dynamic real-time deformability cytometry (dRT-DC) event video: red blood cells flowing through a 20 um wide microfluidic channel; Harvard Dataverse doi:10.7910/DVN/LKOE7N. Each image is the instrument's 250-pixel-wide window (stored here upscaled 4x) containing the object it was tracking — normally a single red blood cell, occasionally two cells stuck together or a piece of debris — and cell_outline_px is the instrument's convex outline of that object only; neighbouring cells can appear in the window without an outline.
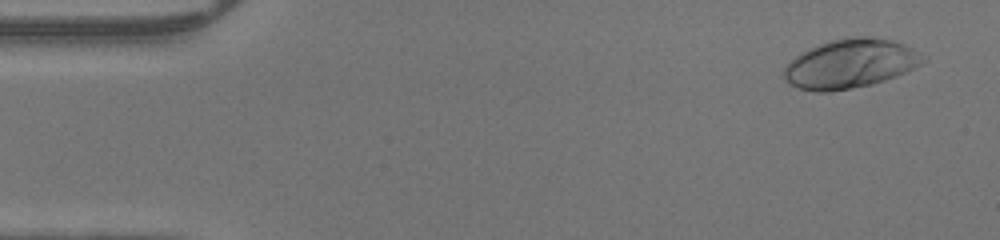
{"species": "human", "species_latin": "Homo sapiens", "temperature_condition": "warm", "stored_images_in_passage": 47, "camera_frame_rate_fps": 3000, "um_per_image_px": 0.085, "donor": {"sex": "male"}, "frame": {"image": 1, "passage_image": 3, "time_ms": 0.667, "image_size_px": [1000, 240], "cell_outline_px": [[928, 60], [896, 76], [872, 84], [828, 92], [816, 92], [800, 88], [788, 84], [784, 76], [784, 64], [800, 52], [808, 48], [832, 40], [852, 36], [868, 36], [892, 40], [904, 44], [928, 56]], "centroid_in_image_um": [72.27, 5.4], "position_along_channel_um": 12.7, "area_um2": 39.94}}
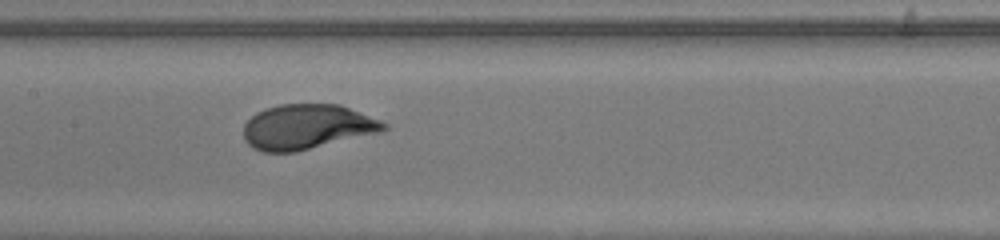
{"frame": {"image": 2, "passage_image": 23, "time_ms": 7.333, "image_size_px": [1000, 240], "cell_outline_px": [[388, 128], [380, 132], [296, 152], [264, 152], [252, 148], [244, 140], [244, 124], [256, 112], [264, 108], [280, 104], [340, 104], [380, 120], [388, 124]], "centroid_in_image_um": [26.08, 10.78], "position_along_channel_um": 181.3, "area_um2": 36.82}}
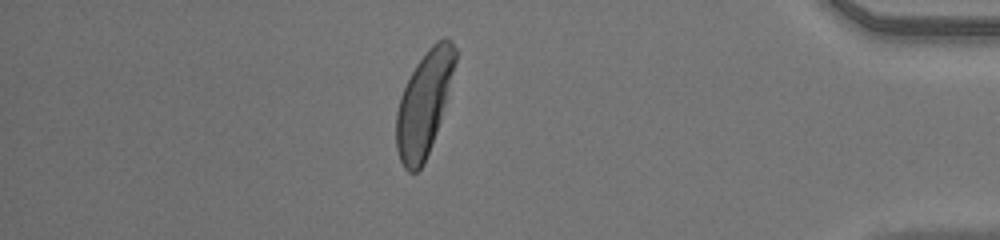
{"frame": {"image": 3, "passage_image": 41, "time_ms": 13.333, "image_size_px": [1000, 240], "cell_outline_px": [[456, 60], [440, 120], [436, 132], [424, 164], [416, 172], [408, 172], [404, 168], [400, 160], [396, 148], [396, 112], [400, 96], [416, 64], [428, 48], [436, 40], [444, 36], [448, 36], [452, 40], [456, 48]], "centroid_in_image_um": [36.03, 8.78], "position_along_channel_um": 399.2, "area_um2": 35.37}}